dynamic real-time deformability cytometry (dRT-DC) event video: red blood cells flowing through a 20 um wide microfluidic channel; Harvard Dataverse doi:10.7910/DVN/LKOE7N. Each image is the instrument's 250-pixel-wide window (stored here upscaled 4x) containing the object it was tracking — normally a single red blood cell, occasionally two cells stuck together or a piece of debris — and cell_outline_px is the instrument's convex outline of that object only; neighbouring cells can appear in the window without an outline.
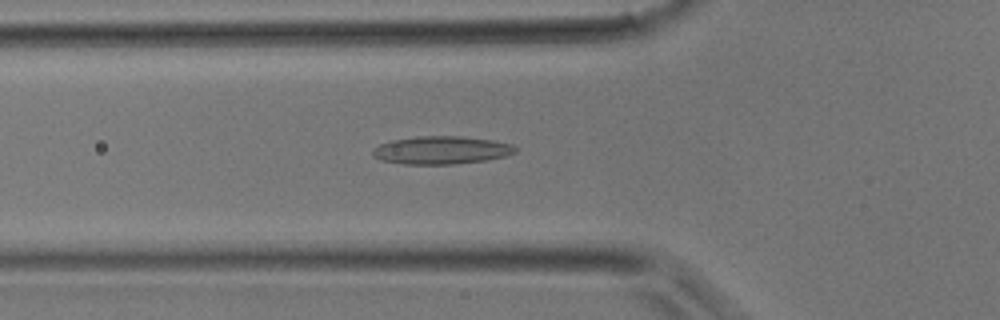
{"species": "common noctule bat (a hibernating species)", "species_latin": "Nyctalus noctula", "temperature_condition": "room temperature", "stored_images_in_passage": 31, "camera_frame_rate_fps": 3000, "um_per_image_px": 0.085, "animal": {"sex": "male", "body_mass_g": 17.9}, "frame": {"image": 1, "passage_image": 7, "time_ms": 2.0, "image_size_px": [1000, 320], "cell_outline_px": [[516, 152], [504, 156], [484, 160], [456, 164], [404, 164], [380, 160], [372, 156], [372, 148], [380, 144], [392, 140], [416, 136], [460, 136], [492, 140], [512, 144], [516, 148]], "centroid_in_image_um": [37.47, 12.76], "position_along_channel_um": 88.3, "area_um2": 23.24}}
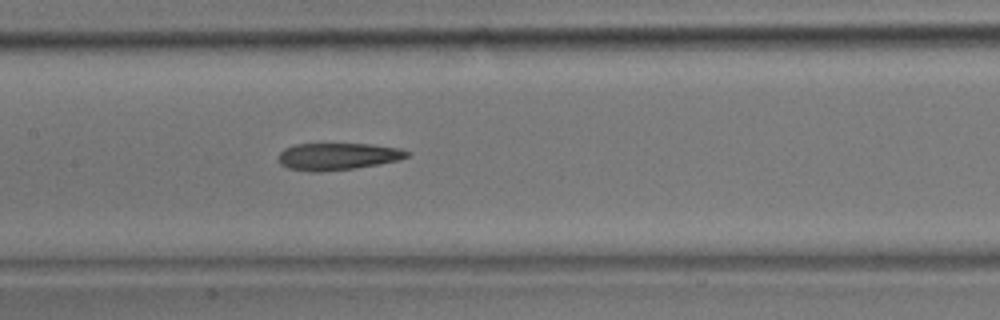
{"frame": {"image": 2, "passage_image": 12, "time_ms": 3.667, "image_size_px": [1000, 320], "cell_outline_px": [[412, 152], [408, 156], [400, 160], [380, 164], [356, 168], [320, 172], [308, 172], [288, 168], [280, 164], [280, 152], [284, 148], [296, 144], [372, 144], [400, 148]], "centroid_in_image_um": [28.74, 13.3], "position_along_channel_um": 178.7, "area_um2": 20.46}}
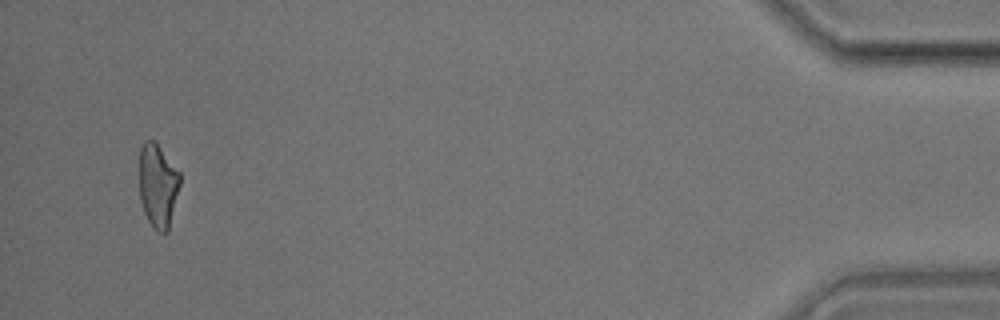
{"frame": {"image": 3, "passage_image": 30, "time_ms": 9.667, "image_size_px": [1000, 320], "cell_outline_px": [[180, 184], [168, 232], [156, 232], [152, 228], [144, 212], [140, 200], [140, 148], [144, 140], [152, 140], [160, 148], [180, 172]], "centroid_in_image_um": [13.42, 15.81], "position_along_channel_um": 421.8, "area_um2": 19.77}}